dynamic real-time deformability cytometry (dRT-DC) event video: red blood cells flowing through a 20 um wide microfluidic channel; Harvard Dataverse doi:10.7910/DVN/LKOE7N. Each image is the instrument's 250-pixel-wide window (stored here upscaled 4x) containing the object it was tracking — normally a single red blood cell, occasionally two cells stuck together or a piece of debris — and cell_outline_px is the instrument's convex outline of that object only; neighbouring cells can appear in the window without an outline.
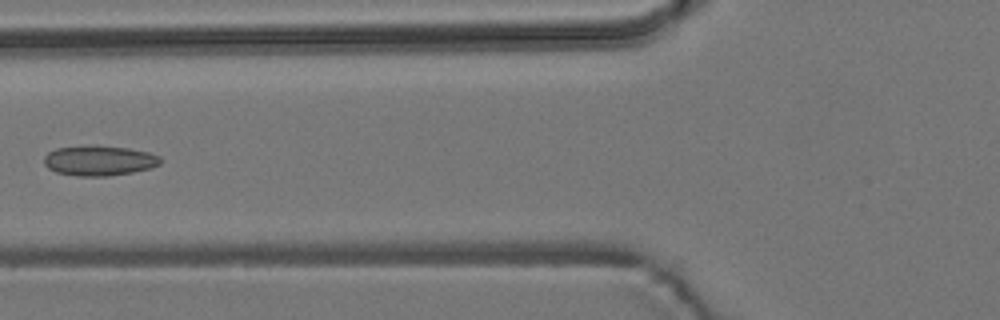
{"species": "common noctule bat (a hibernating species)", "species_latin": "Nyctalus noctula", "temperature_condition": "room temperature", "stored_images_in_passage": 4, "camera_frame_rate_fps": 3000, "um_per_image_px": 0.085, "animal": {"sex": "male", "body_mass_g": 19.2, "forearm_length_mm": 51.8}, "frame": {"image": 1, "passage_image": 3, "time_ms": 2.333, "image_size_px": [1000, 320], "cell_outline_px": [[160, 164], [152, 168], [132, 172], [108, 176], [76, 176], [56, 172], [48, 168], [44, 164], [44, 156], [48, 152], [56, 148], [128, 148], [148, 152], [160, 156]], "centroid_in_image_um": [8.44, 13.7], "position_along_channel_um": 117.4, "area_um2": 19.65}}
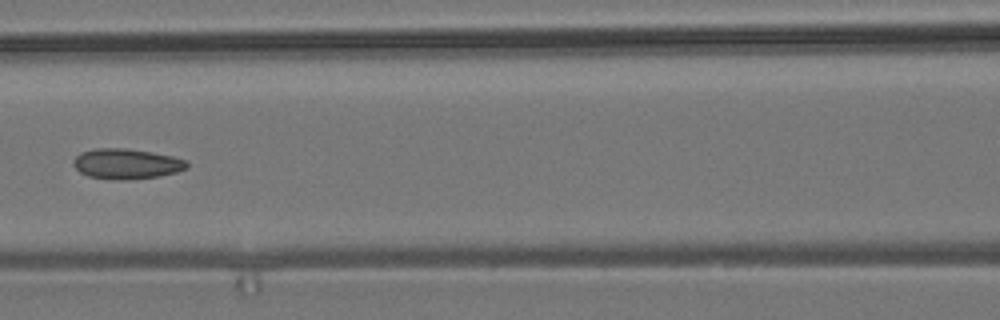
{"frame": {"image": 2, "passage_image": 4, "time_ms": 3.333, "image_size_px": [1000, 320], "cell_outline_px": [[188, 168], [176, 172], [160, 176], [124, 180], [120, 180], [88, 176], [80, 172], [72, 164], [72, 160], [80, 152], [96, 148], [128, 148], [152, 152], [172, 156], [184, 160], [188, 164]], "centroid_in_image_um": [10.73, 13.91], "position_along_channel_um": 155.9, "area_um2": 20.06}}